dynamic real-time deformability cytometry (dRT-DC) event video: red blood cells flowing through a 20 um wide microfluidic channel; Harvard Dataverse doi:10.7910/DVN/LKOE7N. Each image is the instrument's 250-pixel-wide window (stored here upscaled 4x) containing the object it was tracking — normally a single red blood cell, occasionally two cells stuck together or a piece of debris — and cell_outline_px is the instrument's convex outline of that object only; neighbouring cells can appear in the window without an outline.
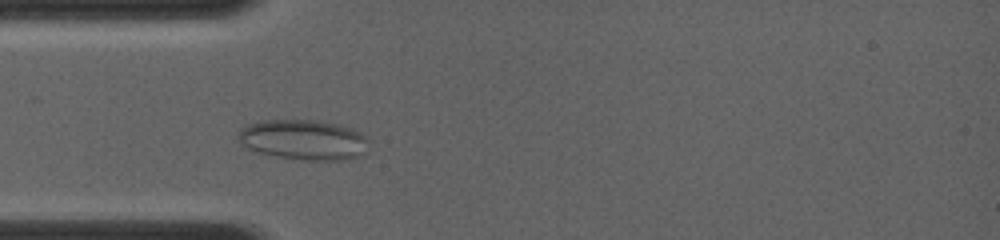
{"species": "common noctule bat (a hibernating species)", "species_latin": "Nyctalus noctula", "temperature_condition": "room temperature", "stored_images_in_passage": 45, "camera_frame_rate_fps": 4000, "um_per_image_px": 0.085, "animal": {"sex": "female", "body_mass_g": 19.0, "forearm_length_mm": 56.7}, "frame": {"image": 1, "passage_image": 10, "time_ms": 2.5, "image_size_px": [1000, 240], "cell_outline_px": [[368, 140], [364, 152], [356, 156], [340, 160], [300, 160], [276, 156], [256, 152], [248, 148], [236, 136], [240, 128], [248, 124], [264, 120], [316, 120], [336, 124], [352, 128], [368, 136]], "centroid_in_image_um": [25.78, 11.87], "position_along_channel_um": 59.2, "area_um2": 30.52}}
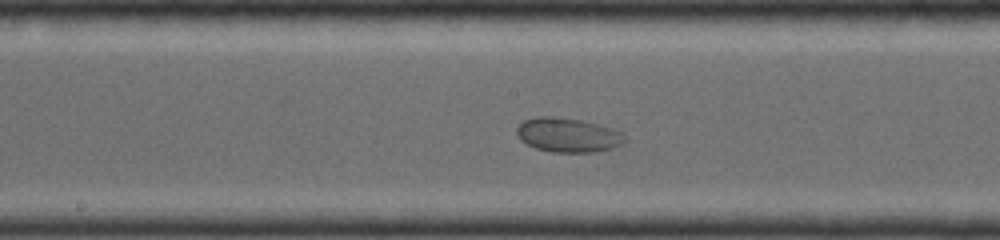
{"frame": {"image": 2, "passage_image": 22, "time_ms": 5.75, "image_size_px": [1000, 240], "cell_outline_px": [[628, 140], [624, 144], [612, 148], [596, 152], [552, 152], [536, 148], [520, 140], [516, 132], [516, 128], [524, 120], [540, 116], [548, 116], [580, 120], [612, 128], [624, 132]], "centroid_in_image_um": [48.33, 11.49], "position_along_channel_um": 199.9, "area_um2": 21.68}}
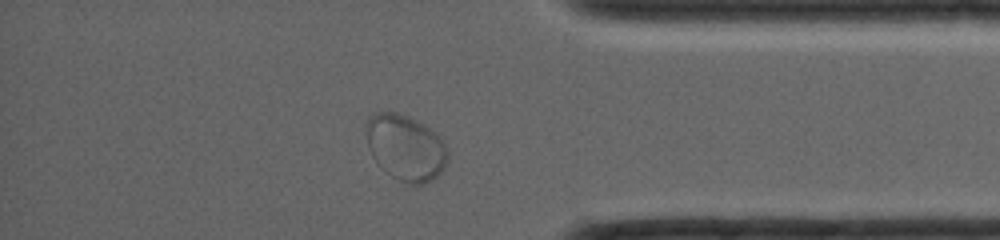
{"frame": {"image": 3, "passage_image": 40, "time_ms": 10.5, "image_size_px": [1000, 240], "cell_outline_px": [[448, 160], [444, 168], [432, 180], [424, 184], [408, 184], [392, 176], [388, 172], [368, 144], [364, 124], [368, 116], [372, 112], [396, 112], [408, 116], [424, 124], [436, 132], [440, 136], [448, 152]], "centroid_in_image_um": [34.51, 12.49], "position_along_channel_um": 400.7, "area_um2": 30.92}}